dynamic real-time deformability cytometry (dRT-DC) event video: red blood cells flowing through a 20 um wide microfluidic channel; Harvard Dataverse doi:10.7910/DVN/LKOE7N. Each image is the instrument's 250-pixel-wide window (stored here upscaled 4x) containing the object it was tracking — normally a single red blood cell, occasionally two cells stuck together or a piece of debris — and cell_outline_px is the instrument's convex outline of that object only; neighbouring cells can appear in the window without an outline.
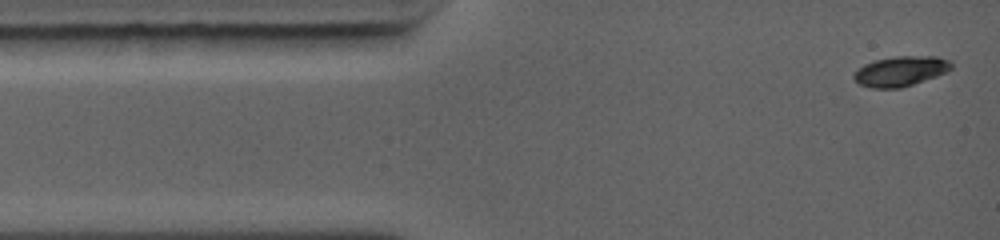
{"species": "common noctule bat (a hibernating species)", "species_latin": "Nyctalus noctula", "temperature_condition": "warm", "stored_images_in_passage": 44, "camera_frame_rate_fps": 5000, "um_per_image_px": 0.085, "animal": {"sex": "female", "body_mass_g": 19.0, "forearm_length_mm": 56.7}, "frame": {"image": 1, "passage_image": 1, "time_ms": 0.0, "image_size_px": [1000, 240], "cell_outline_px": [[952, 68], [948, 72], [900, 88], [872, 88], [860, 84], [852, 76], [864, 64], [876, 60], [896, 56], [936, 56], [952, 60]], "centroid_in_image_um": [76.6, 6.04], "position_along_channel_um": 8.4, "area_um2": 16.94}}
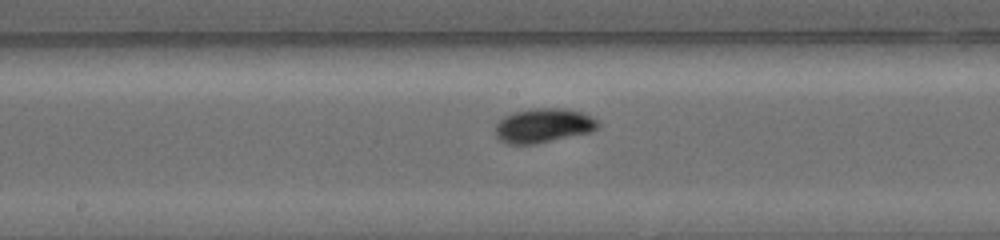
{"frame": {"image": 2, "passage_image": 19, "time_ms": 5.8, "image_size_px": [1000, 240], "cell_outline_px": [[600, 124], [592, 132], [532, 144], [508, 144], [500, 140], [496, 136], [496, 124], [504, 116], [516, 112], [532, 108], [564, 108], [580, 112], [600, 120]], "centroid_in_image_um": [46.21, 10.67], "position_along_channel_um": 202.0, "area_um2": 20.4}}
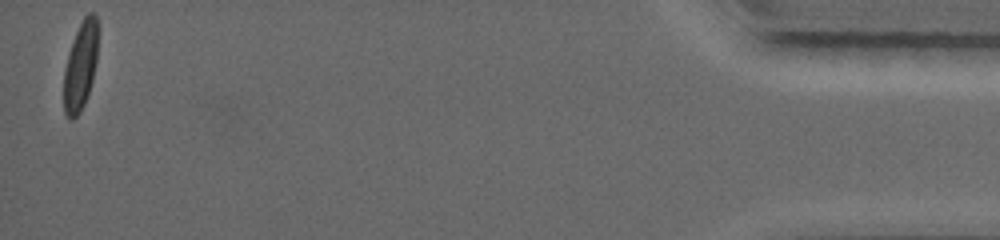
{"frame": {"image": 3, "passage_image": 44, "time_ms": 13.8, "image_size_px": [1000, 240], "cell_outline_px": [[96, 60], [92, 80], [84, 104], [80, 112], [72, 120], [68, 120], [64, 112], [64, 72], [68, 52], [72, 40], [84, 16], [88, 12], [92, 12], [96, 16]], "centroid_in_image_um": [6.81, 5.64], "position_along_channel_um": 428.4, "area_um2": 17.28}, "authors_computed_cell_mechanics": {"area_um2": 18.5249, "velocity_mm_per_s": 4.4465, "shape_relaxation_time_tau1_ms": 1.6233, "shape_relaxation_time_tau2_ms": null, "deformation_change_tau1": 0.115, "deformation_change_tau2": null}}